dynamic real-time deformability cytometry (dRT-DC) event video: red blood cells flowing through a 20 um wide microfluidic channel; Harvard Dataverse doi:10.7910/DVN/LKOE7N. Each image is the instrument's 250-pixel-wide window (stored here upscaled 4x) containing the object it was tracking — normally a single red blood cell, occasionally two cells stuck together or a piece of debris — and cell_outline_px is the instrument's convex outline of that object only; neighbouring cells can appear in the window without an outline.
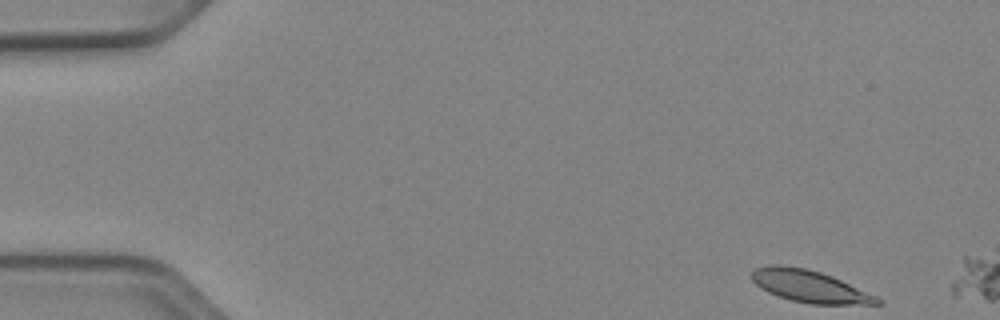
{"species": "Egyptian fruit bat (a non-hibernating species)", "species_latin": "Rousettus aegyptiacus", "temperature_condition": "cold", "stored_images_in_passage": 4, "camera_frame_rate_fps": 3000, "um_per_image_px": 0.085, "animal": {"sex": "female"}, "frame": {"image": 1, "passage_image": 1, "time_ms": 0.0, "image_size_px": [1000, 320], "cell_outline_px": [[880, 304], [812, 304], [792, 300], [768, 292], [756, 284], [752, 280], [752, 272], [756, 268], [804, 268], [820, 272], [840, 280], [876, 296], [880, 300]], "centroid_in_image_um": [68.87, 24.39], "position_along_channel_um": 16.1, "area_um2": 22.08}}